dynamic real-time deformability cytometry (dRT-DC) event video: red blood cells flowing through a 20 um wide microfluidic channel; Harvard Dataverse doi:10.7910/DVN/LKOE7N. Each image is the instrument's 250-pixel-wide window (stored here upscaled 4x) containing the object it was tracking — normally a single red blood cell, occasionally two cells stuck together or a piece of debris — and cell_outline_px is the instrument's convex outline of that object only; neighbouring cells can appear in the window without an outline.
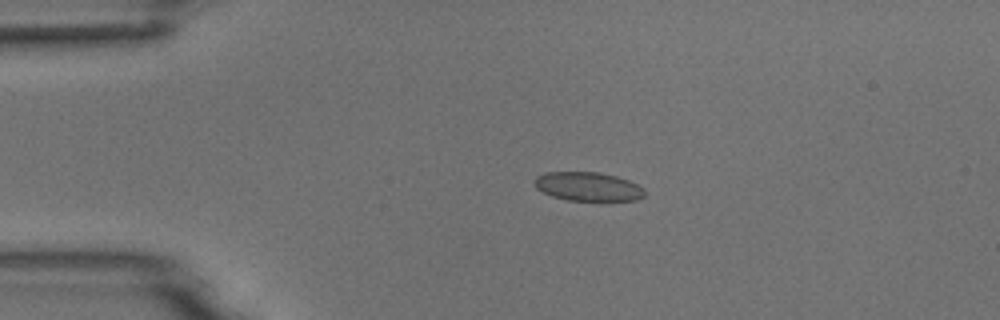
{"species": "common noctule bat (a hibernating species)", "species_latin": "Nyctalus noctula", "temperature_condition": "room temperature", "stored_images_in_passage": 6, "camera_frame_rate_fps": 3000, "um_per_image_px": 0.085, "animal": {"sex": "male", "body_mass_g": 18.8}, "frame": {"image": 1, "passage_image": 4, "time_ms": 3.667, "image_size_px": [1000, 320], "cell_outline_px": [[644, 196], [636, 200], [568, 200], [552, 196], [536, 188], [532, 180], [536, 176], [544, 172], [600, 172], [616, 176], [628, 180], [644, 188]], "centroid_in_image_um": [49.94, 15.84], "position_along_channel_um": 35.1, "area_um2": 18.5}}
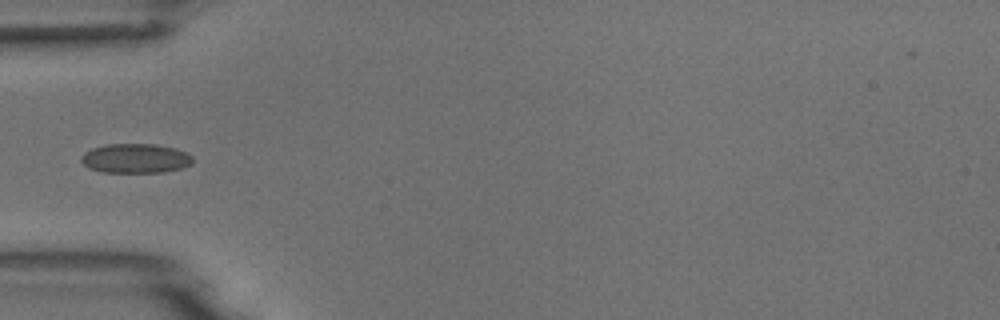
{"frame": {"image": 2, "passage_image": 6, "time_ms": 5.667, "image_size_px": [1000, 320], "cell_outline_px": [[192, 164], [184, 168], [164, 172], [100, 172], [88, 168], [80, 160], [80, 156], [84, 152], [92, 148], [108, 144], [156, 144], [176, 148], [192, 156]], "centroid_in_image_um": [11.51, 13.46], "position_along_channel_um": 73.5, "area_um2": 19.31}}